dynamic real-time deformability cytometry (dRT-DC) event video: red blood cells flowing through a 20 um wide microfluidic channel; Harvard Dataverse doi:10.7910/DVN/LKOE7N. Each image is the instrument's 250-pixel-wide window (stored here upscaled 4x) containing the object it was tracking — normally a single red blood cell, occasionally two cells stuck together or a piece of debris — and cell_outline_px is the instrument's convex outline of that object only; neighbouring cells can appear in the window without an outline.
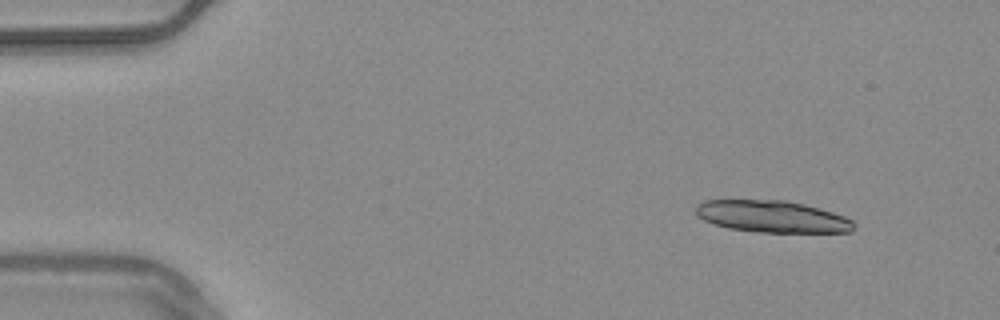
{"species": "common noctule bat (a hibernating species)", "species_latin": "Nyctalus noctula", "temperature_condition": "warm", "stored_images_in_passage": 17, "segment_of_instrument_passage": [1, 2], "camera_frame_rate_fps": 3000, "um_per_image_px": 0.085, "animal": {"sex": "male", "body_mass_g": 20.4}, "frame": {"image": 1, "passage_image": 1, "time_ms": 0.0, "image_size_px": [1000, 320], "cell_outline_px": [[856, 228], [852, 232], [760, 232], [728, 228], [712, 224], [696, 216], [696, 204], [704, 200], [784, 200], [804, 204], [832, 212], [844, 216], [852, 220], [856, 224]], "centroid_in_image_um": [65.63, 18.41], "position_along_channel_um": 19.4, "area_um2": 29.48}}